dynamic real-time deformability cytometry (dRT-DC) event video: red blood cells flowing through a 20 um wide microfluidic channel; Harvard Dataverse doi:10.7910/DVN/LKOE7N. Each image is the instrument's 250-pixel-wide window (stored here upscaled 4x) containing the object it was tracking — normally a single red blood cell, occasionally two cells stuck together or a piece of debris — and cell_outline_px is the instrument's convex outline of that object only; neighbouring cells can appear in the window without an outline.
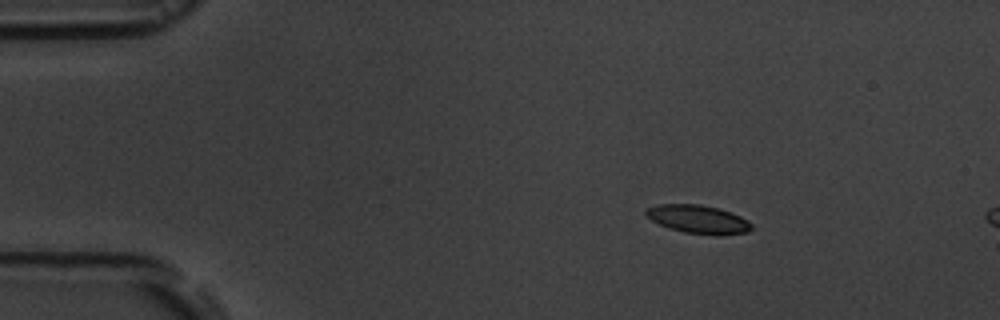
{"species": "common noctule bat (a hibernating species)", "species_latin": "Nyctalus noctula", "temperature_condition": "room temperature", "stored_images_in_passage": 4, "segment_of_instrument_passage": [1, 2], "camera_frame_rate_fps": 3000, "um_per_image_px": 0.085, "animal": {"sex": "male", "body_mass_g": 19.5, "forearm_length_mm": 54.6}, "frame": {"image": 1, "passage_image": 1, "time_ms": 0.0, "image_size_px": [1000, 320], "cell_outline_px": [[752, 228], [748, 232], [720, 236], [716, 236], [684, 232], [668, 228], [644, 216], [644, 212], [648, 208], [656, 204], [700, 204], [720, 208], [740, 216], [748, 220], [752, 224]], "centroid_in_image_um": [59.35, 18.64], "position_along_channel_um": 25.6, "area_um2": 17.74}}